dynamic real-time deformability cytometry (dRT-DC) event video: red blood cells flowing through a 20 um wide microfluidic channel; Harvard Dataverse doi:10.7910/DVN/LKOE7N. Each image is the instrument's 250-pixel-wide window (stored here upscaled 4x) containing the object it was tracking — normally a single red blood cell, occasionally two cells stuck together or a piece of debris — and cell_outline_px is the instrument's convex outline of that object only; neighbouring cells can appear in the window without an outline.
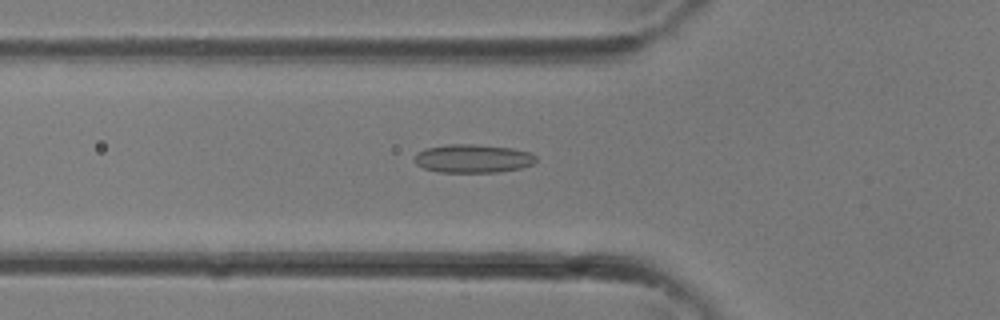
{"species": "common noctule bat (a hibernating species)", "species_latin": "Nyctalus noctula", "temperature_condition": "room temperature", "stored_images_in_passage": 30, "camera_frame_rate_fps": 3000, "um_per_image_px": 0.085, "animal": {"sex": "female"}, "frame": {"image": 1, "passage_image": 8, "time_ms": 2.333, "image_size_px": [1000, 320], "cell_outline_px": [[536, 160], [532, 164], [520, 168], [500, 172], [440, 172], [424, 168], [416, 164], [412, 160], [416, 152], [424, 148], [444, 144], [476, 144], [512, 148], [528, 152], [536, 156]], "centroid_in_image_um": [40.14, 13.46], "position_along_channel_um": 85.7, "area_um2": 20.35}}
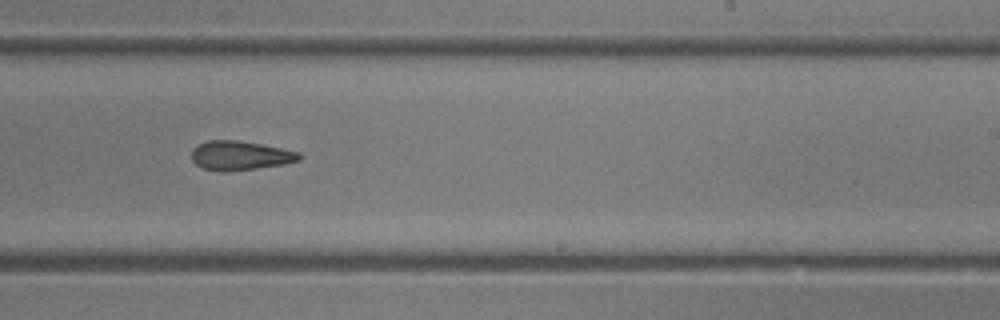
{"frame": {"image": 2, "passage_image": 17, "time_ms": 5.333, "image_size_px": [1000, 320], "cell_outline_px": [[304, 156], [300, 160], [284, 164], [256, 168], [224, 172], [220, 172], [204, 168], [196, 164], [192, 160], [192, 148], [208, 140], [236, 140], [260, 144], [300, 152]], "centroid_in_image_um": [20.42, 13.22], "position_along_channel_um": 268.6, "area_um2": 18.26}}
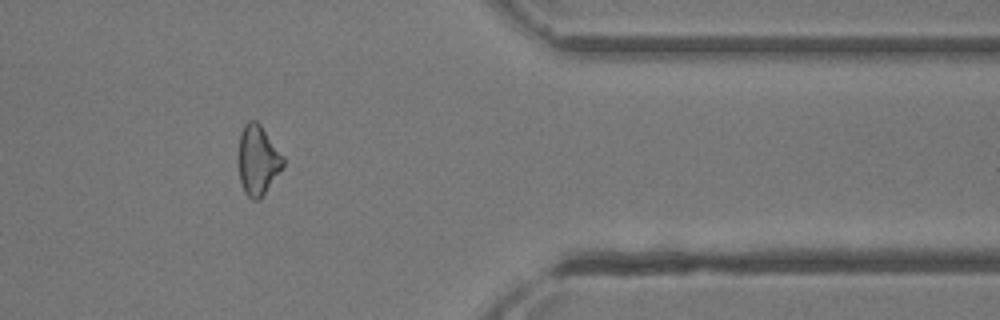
{"frame": {"image": 3, "passage_image": 24, "time_ms": 7.667, "image_size_px": [1000, 320], "cell_outline_px": [[284, 164], [260, 200], [252, 200], [244, 192], [240, 180], [240, 132], [244, 124], [248, 120], [256, 120], [260, 124], [284, 156]], "centroid_in_image_um": [21.93, 13.6], "position_along_channel_um": 389.5, "area_um2": 17.86}}